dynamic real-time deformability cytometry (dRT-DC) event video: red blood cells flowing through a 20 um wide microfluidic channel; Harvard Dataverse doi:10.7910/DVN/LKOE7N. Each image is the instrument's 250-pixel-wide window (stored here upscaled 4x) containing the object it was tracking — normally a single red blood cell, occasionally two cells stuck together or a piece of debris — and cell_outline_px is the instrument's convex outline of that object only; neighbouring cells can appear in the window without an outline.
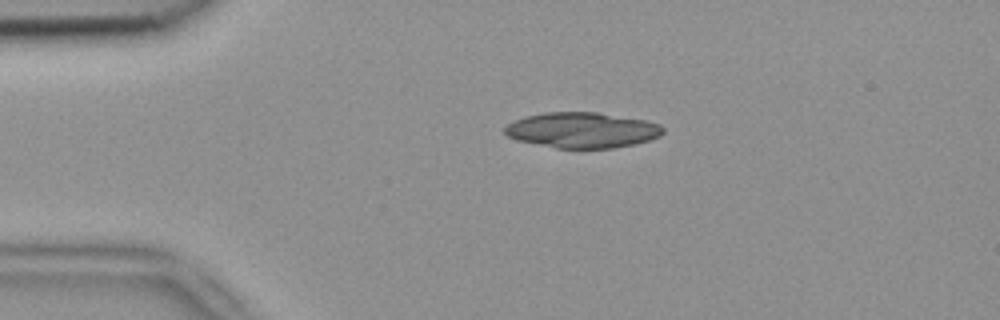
{"species": "common noctule bat (a hibernating species)", "species_latin": "Nyctalus noctula", "temperature_condition": "room temperature", "stored_images_in_passage": 3, "camera_frame_rate_fps": 3000, "um_per_image_px": 0.085, "animal": {"sex": "female", "body_mass_g": 18.4}, "frame": {"image": 1, "passage_image": 3, "time_ms": 0.667, "image_size_px": [1000, 320], "cell_outline_px": [[664, 132], [660, 136], [636, 144], [612, 148], [556, 148], [516, 140], [508, 136], [504, 132], [504, 128], [508, 124], [524, 116], [544, 112], [596, 112], [648, 120], [660, 124], [664, 128]], "centroid_in_image_um": [49.5, 11.05], "position_along_channel_um": 35.5, "area_um2": 32.95}}